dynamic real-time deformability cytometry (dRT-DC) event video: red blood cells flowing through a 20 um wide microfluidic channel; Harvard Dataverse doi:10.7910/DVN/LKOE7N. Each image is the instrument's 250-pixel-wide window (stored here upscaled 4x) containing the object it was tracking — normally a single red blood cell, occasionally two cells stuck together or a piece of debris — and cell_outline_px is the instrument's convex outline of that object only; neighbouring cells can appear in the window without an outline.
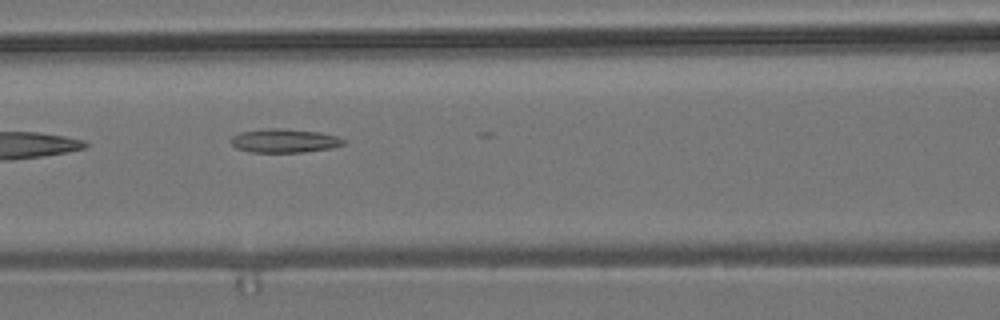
{"species": "common noctule bat (a hibernating species)", "species_latin": "Nyctalus noctula", "temperature_condition": "room temperature", "stored_images_in_passage": 8, "camera_frame_rate_fps": 3000, "um_per_image_px": 0.085, "animal": {"sex": "male", "body_mass_g": 19.2, "forearm_length_mm": 51.8}, "frame": {"image": 1, "passage_image": 6, "time_ms": 5.667, "image_size_px": [1000, 320], "cell_outline_px": [[348, 140], [344, 144], [332, 148], [304, 152], [252, 152], [236, 148], [232, 144], [232, 136], [240, 132], [268, 128], [284, 128], [320, 132], [336, 136]], "centroid_in_image_um": [24.21, 11.96], "position_along_channel_um": 142.4, "area_um2": 15.66}}
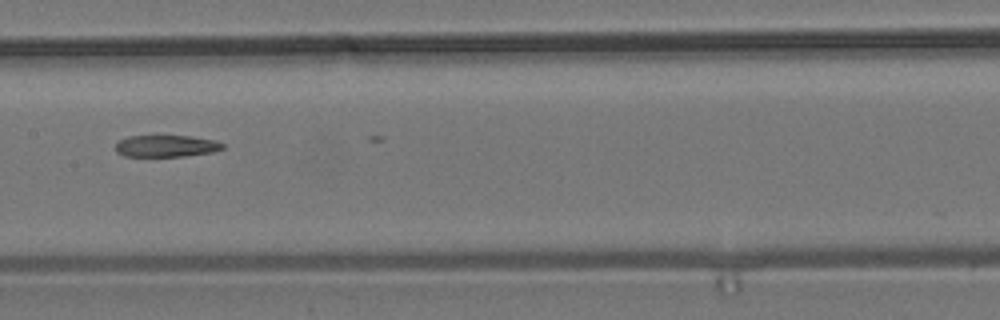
{"frame": {"image": 2, "passage_image": 7, "time_ms": 7.0, "image_size_px": [1000, 320], "cell_outline_px": [[224, 148], [212, 152], [184, 156], [124, 156], [116, 152], [116, 144], [120, 140], [128, 136], [156, 132], [192, 136], [216, 140], [224, 144]], "centroid_in_image_um": [14.1, 12.35], "position_along_channel_um": 193.3, "area_um2": 14.51}}
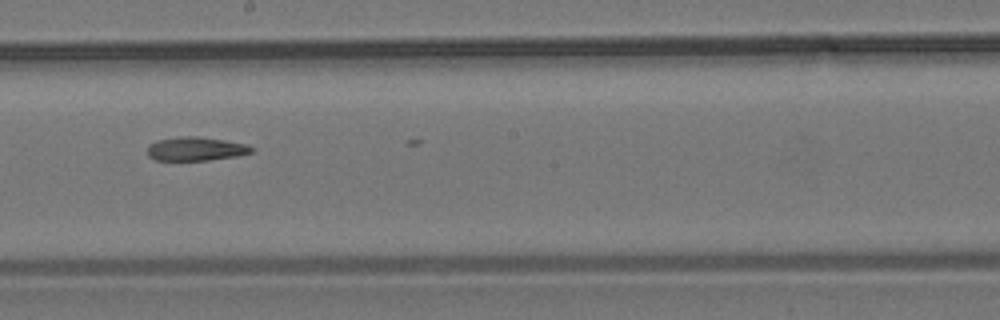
{"frame": {"image": 3, "passage_image": 8, "time_ms": 8.0, "image_size_px": [1000, 320], "cell_outline_px": [[256, 148], [252, 152], [236, 156], [208, 160], [156, 160], [148, 156], [148, 144], [156, 140], [180, 136], [200, 136], [248, 144]], "centroid_in_image_um": [16.65, 12.64], "position_along_channel_um": 231.5, "area_um2": 14.57}}